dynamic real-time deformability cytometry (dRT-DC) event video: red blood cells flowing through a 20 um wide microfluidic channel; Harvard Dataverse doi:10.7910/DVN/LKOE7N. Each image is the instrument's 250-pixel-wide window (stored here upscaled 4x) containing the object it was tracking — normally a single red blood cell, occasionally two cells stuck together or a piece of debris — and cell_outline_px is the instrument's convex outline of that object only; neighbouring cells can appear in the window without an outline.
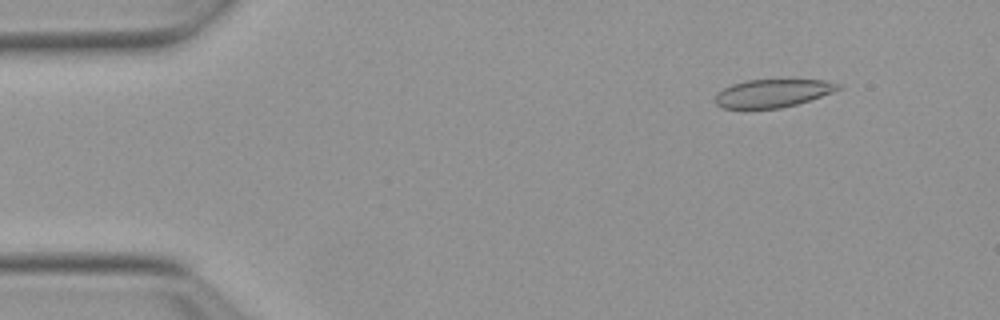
{"species": "Egyptian fruit bat (a non-hibernating species)", "species_latin": "Rousettus aegyptiacus", "temperature_condition": "warm", "stored_images_in_passage": 10, "camera_frame_rate_fps": 3000, "um_per_image_px": 0.085, "animal": {"sex": "female"}, "frame": {"image": 1, "passage_image": 4, "time_ms": 1.0, "image_size_px": [1000, 320], "cell_outline_px": [[844, 88], [796, 104], [780, 108], [744, 112], [724, 108], [716, 104], [716, 92], [732, 84], [748, 80], [824, 80], [840, 84]], "centroid_in_image_um": [65.6, 7.97], "position_along_channel_um": 19.4, "area_um2": 20.63}}